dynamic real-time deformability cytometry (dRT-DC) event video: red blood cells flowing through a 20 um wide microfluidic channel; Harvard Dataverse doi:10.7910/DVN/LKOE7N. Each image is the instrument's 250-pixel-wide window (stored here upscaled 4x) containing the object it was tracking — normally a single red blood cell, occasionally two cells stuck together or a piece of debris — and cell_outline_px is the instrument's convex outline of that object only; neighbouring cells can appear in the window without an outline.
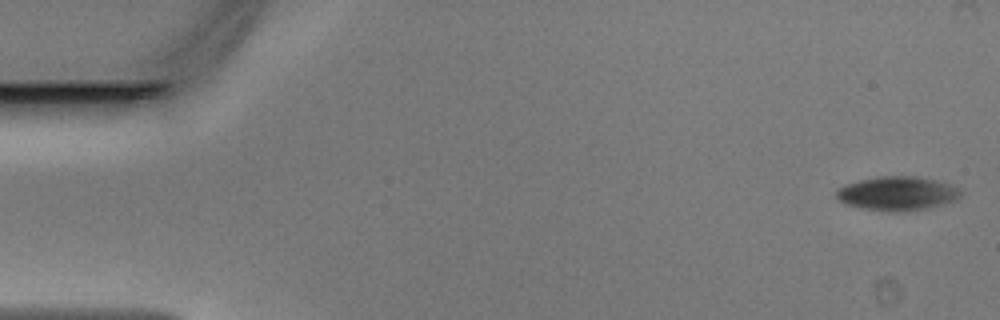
{"species": "Egyptian fruit bat (a non-hibernating species)", "species_latin": "Rousettus aegyptiacus", "temperature_condition": "warm", "stored_images_in_passage": 47, "camera_frame_rate_fps": 3000, "um_per_image_px": 0.085, "animal": {"sex": "male"}, "frame": {"image": 1, "passage_image": 1, "time_ms": 0.0, "image_size_px": [1000, 320], "cell_outline_px": [[964, 192], [956, 200], [944, 204], [928, 208], [896, 212], [888, 212], [860, 208], [844, 204], [836, 196], [836, 188], [844, 184], [860, 180], [880, 176], [916, 176], [936, 180], [960, 188]], "centroid_in_image_um": [76.26, 16.45], "position_along_channel_um": 8.7, "area_um2": 24.91}}
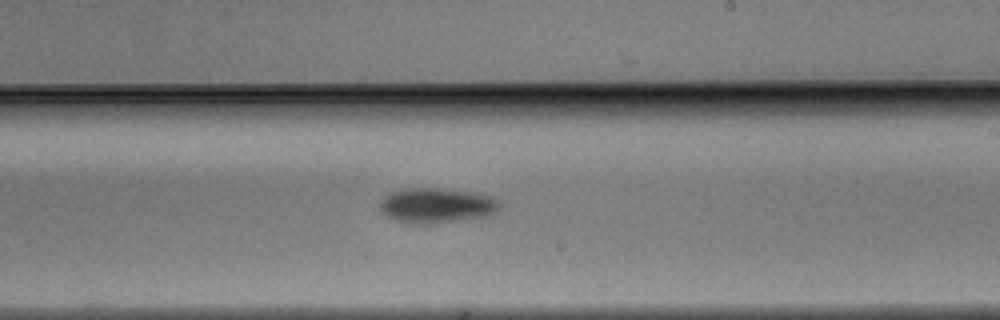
{"frame": {"image": 2, "passage_image": 28, "time_ms": 9.0, "image_size_px": [1000, 320], "cell_outline_px": [[500, 208], [496, 212], [488, 216], [428, 224], [396, 220], [388, 216], [380, 208], [380, 200], [384, 196], [392, 192], [408, 188], [436, 188], [480, 192], [492, 196], [500, 200]], "centroid_in_image_um": [37.19, 17.44], "position_along_channel_um": 251.8, "area_um2": 24.39}}
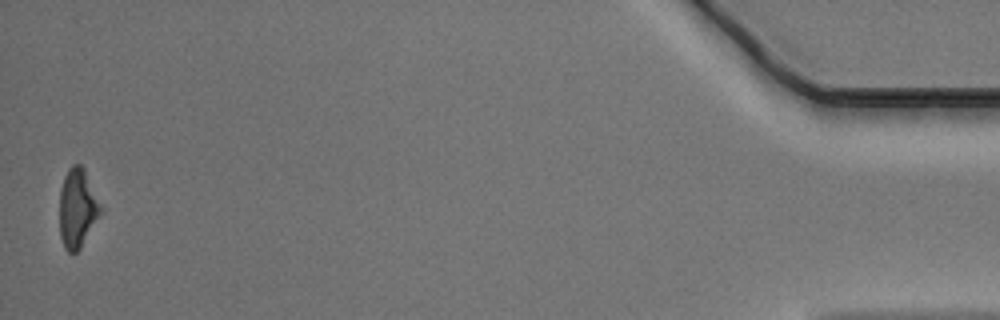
{"frame": {"image": 3, "passage_image": 47, "time_ms": 15.333, "image_size_px": [1000, 320], "cell_outline_px": [[104, 212], [80, 248], [76, 252], [68, 252], [64, 248], [60, 236], [60, 188], [64, 176], [68, 168], [72, 164], [80, 164], [84, 168], [104, 208]], "centroid_in_image_um": [6.62, 17.68], "position_along_channel_um": 428.6, "area_um2": 19.42}}